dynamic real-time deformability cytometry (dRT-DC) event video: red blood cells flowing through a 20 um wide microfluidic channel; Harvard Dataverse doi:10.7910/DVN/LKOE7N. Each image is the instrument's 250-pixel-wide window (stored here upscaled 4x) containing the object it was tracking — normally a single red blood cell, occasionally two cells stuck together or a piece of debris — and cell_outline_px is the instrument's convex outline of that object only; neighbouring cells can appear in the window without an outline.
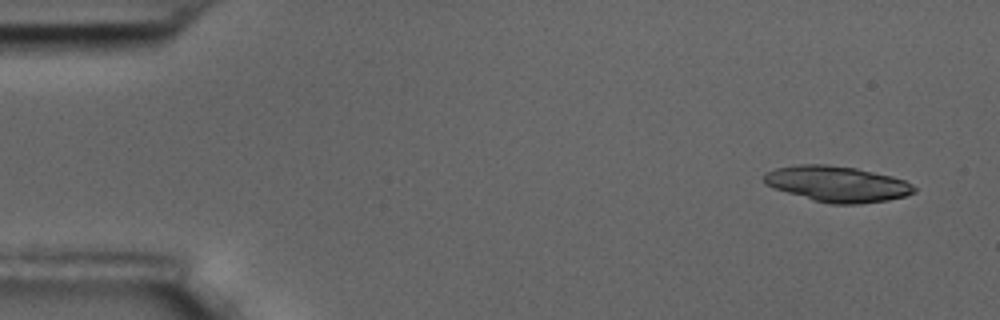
{"species": "common noctule bat (a hibernating species)", "species_latin": "Nyctalus noctula", "temperature_condition": "room temperature", "stored_images_in_passage": 4, "camera_frame_rate_fps": 3000, "um_per_image_px": 0.085, "animal": {"sex": "male", "body_mass_g": 17.5, "forearm_length_mm": 52.3}, "frame": {"image": 1, "passage_image": 1, "time_ms": 0.0, "image_size_px": [1000, 320], "cell_outline_px": [[916, 192], [904, 196], [888, 200], [860, 204], [832, 204], [812, 200], [764, 184], [764, 176], [768, 172], [776, 168], [796, 164], [828, 164], [856, 168], [892, 176], [904, 180], [912, 184], [916, 188]], "centroid_in_image_um": [71.19, 15.63], "position_along_channel_um": 13.8, "area_um2": 31.21}}